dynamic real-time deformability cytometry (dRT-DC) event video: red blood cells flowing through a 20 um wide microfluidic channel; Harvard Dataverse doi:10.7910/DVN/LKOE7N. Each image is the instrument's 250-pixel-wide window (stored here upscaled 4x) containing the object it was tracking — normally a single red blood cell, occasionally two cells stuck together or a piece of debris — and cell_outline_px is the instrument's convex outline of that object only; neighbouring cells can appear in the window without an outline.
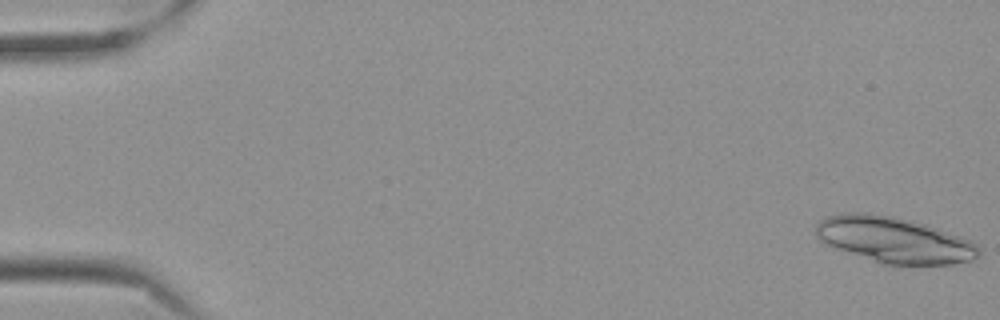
{"species": "Egyptian fruit bat (a non-hibernating species)", "species_latin": "Rousettus aegyptiacus", "temperature_condition": "cold", "stored_images_in_passage": 18, "camera_frame_rate_fps": 3000, "um_per_image_px": 0.085, "frame": {"image": 1, "passage_image": 1, "time_ms": 0.0, "image_size_px": [1000, 320], "cell_outline_px": [[980, 256], [972, 260], [952, 264], [880, 264], [828, 244], [816, 236], [816, 224], [820, 220], [828, 216], [848, 212], [868, 212], [892, 216], [912, 220], [960, 236], [976, 244], [980, 248]], "centroid_in_image_um": [76.01, 20.38], "position_along_channel_um": 9.0, "area_um2": 43.23}}